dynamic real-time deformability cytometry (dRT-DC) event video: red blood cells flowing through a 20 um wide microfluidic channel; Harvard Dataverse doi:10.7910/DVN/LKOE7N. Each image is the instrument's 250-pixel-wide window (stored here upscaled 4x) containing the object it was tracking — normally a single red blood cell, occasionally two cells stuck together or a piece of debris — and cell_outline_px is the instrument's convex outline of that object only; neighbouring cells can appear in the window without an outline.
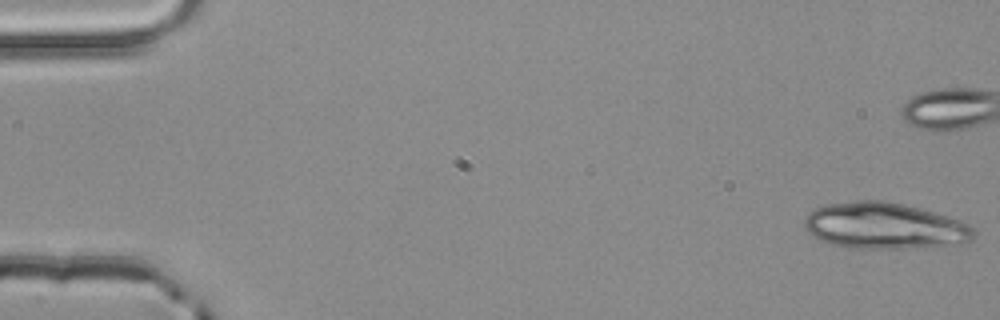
{"species": "common noctule bat (a hibernating species)", "species_latin": "Nyctalus noctula", "temperature_condition": "room temperature", "stored_images_in_passage": 5, "camera_frame_rate_fps": 3000, "um_per_image_px": 0.085, "animal": {"sex": "male", "body_mass_g": 20.4}, "frame": {"image": 1, "passage_image": 1, "time_ms": 0.0, "image_size_px": [1000, 320], "cell_outline_px": [[976, 236], [972, 240], [960, 244], [916, 248], [848, 248], [832, 244], [820, 240], [812, 236], [804, 228], [804, 216], [808, 212], [824, 204], [856, 200], [884, 200], [904, 204], [920, 208], [956, 220], [972, 228], [976, 232]], "centroid_in_image_um": [75.12, 19.2], "position_along_channel_um": 9.9, "area_um2": 45.89}}